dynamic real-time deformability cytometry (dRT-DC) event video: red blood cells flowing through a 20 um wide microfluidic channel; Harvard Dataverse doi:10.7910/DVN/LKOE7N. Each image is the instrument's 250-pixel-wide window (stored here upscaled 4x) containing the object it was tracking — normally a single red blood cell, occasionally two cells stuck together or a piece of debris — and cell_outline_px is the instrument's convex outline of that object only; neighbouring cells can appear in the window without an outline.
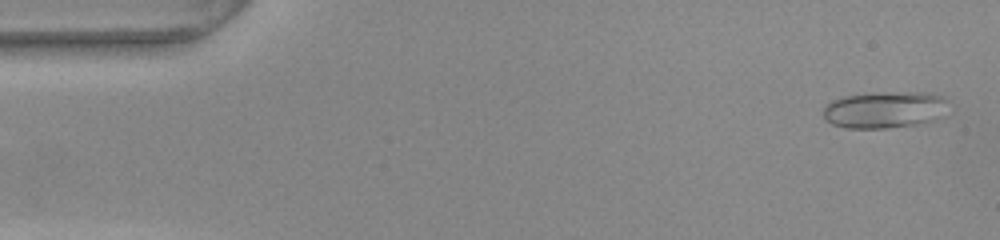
{"species": "common noctule bat (a hibernating species)", "species_latin": "Nyctalus noctula", "temperature_condition": "warm", "stored_images_in_passage": 53, "camera_frame_rate_fps": 3000, "um_per_image_px": 0.085, "animal": {"sex": "female", "body_mass_g": 22.0, "forearm_length_mm": 56.7}, "frame": {"image": 1, "passage_image": 2, "time_ms": 0.333, "image_size_px": [1000, 240], "cell_outline_px": [[944, 100], [932, 120], [928, 124], [884, 128], [844, 128], [832, 124], [824, 116], [824, 104], [832, 100], [844, 96], [872, 92], [932, 92], [940, 96]], "centroid_in_image_um": [75.06, 9.32], "position_along_channel_um": 9.9, "area_um2": 26.41}}
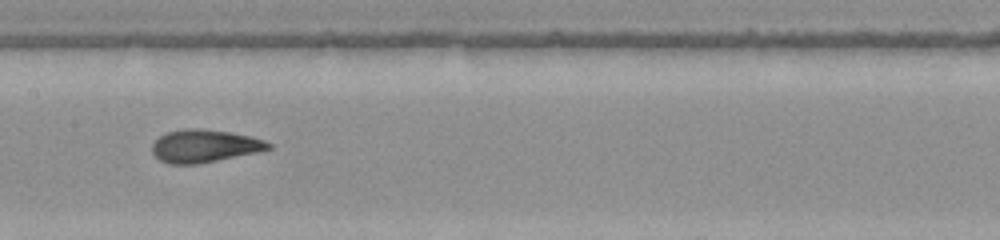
{"frame": {"image": 2, "passage_image": 26, "time_ms": 8.333, "image_size_px": [1000, 240], "cell_outline_px": [[272, 148], [256, 152], [196, 164], [168, 164], [160, 160], [152, 152], [152, 144], [160, 136], [168, 132], [184, 128], [200, 128], [228, 132], [248, 136], [264, 140], [272, 144]], "centroid_in_image_um": [17.35, 12.4], "position_along_channel_um": 190.1, "area_um2": 21.91}}
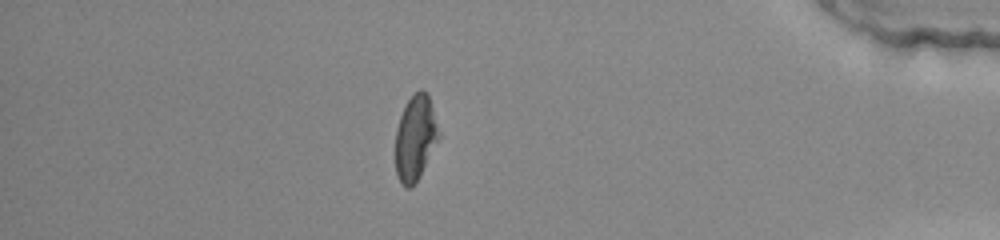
{"frame": {"image": 3, "passage_image": 46, "time_ms": 15.0, "image_size_px": [1000, 240], "cell_outline_px": [[440, 136], [416, 180], [408, 188], [404, 188], [400, 184], [396, 176], [396, 128], [404, 104], [420, 88], [428, 92], [440, 132]], "centroid_in_image_um": [35.29, 11.67], "position_along_channel_um": 399.9, "area_um2": 21.33}, "authors_computed_cell_mechanics": {"area_um2": 21.964, "velocity_mm_per_s": 3.7939, "shape_relaxation_time_tau1_ms": 7.783, "shape_relaxation_time_tau2_ms": 1.0142, "deformation_change_tau1": 0.2505, "deformation_change_tau2": 0.0689}}